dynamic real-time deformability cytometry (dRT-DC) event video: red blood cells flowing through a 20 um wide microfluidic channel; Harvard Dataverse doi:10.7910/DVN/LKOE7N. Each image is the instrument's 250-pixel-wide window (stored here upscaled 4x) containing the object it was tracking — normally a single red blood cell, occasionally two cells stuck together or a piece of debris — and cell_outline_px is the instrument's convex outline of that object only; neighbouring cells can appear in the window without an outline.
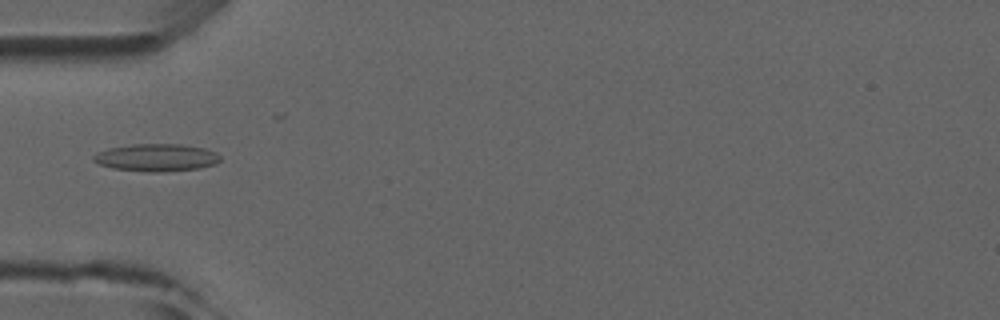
{"species": "common noctule bat (a hibernating species)", "species_latin": "Nyctalus noctula", "temperature_condition": "room temperature", "stored_images_in_passage": 5, "camera_frame_rate_fps": 3000, "um_per_image_px": 0.085, "animal": {"sex": "male", "forearm_length_mm": 52.5}, "frame": {"image": 1, "passage_image": 4, "time_ms": 3.667, "image_size_px": [1000, 320], "cell_outline_px": [[220, 160], [216, 164], [200, 168], [164, 172], [152, 172], [112, 168], [100, 164], [92, 160], [92, 156], [96, 152], [108, 148], [132, 144], [180, 144], [204, 148], [216, 152], [220, 156]], "centroid_in_image_um": [13.29, 13.39], "position_along_channel_um": 71.7, "area_um2": 20.4}}
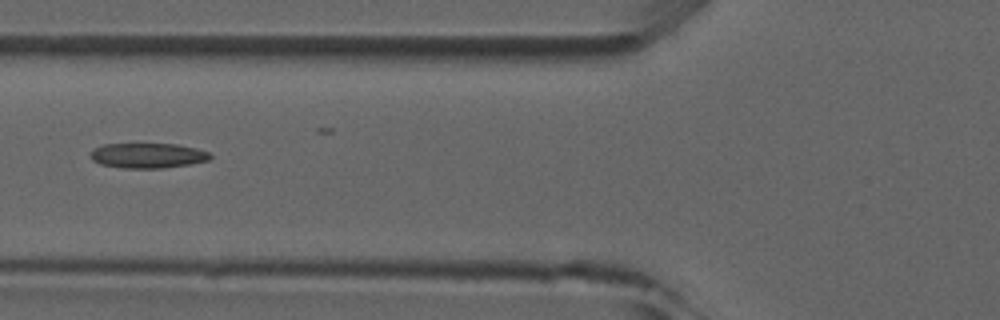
{"frame": {"image": 2, "passage_image": 5, "time_ms": 4.667, "image_size_px": [1000, 320], "cell_outline_px": [[212, 156], [208, 160], [192, 164], [164, 168], [124, 168], [100, 164], [92, 160], [92, 152], [96, 148], [104, 144], [176, 144], [196, 148], [208, 152]], "centroid_in_image_um": [12.6, 13.23], "position_along_channel_um": 113.2, "area_um2": 17.34}}